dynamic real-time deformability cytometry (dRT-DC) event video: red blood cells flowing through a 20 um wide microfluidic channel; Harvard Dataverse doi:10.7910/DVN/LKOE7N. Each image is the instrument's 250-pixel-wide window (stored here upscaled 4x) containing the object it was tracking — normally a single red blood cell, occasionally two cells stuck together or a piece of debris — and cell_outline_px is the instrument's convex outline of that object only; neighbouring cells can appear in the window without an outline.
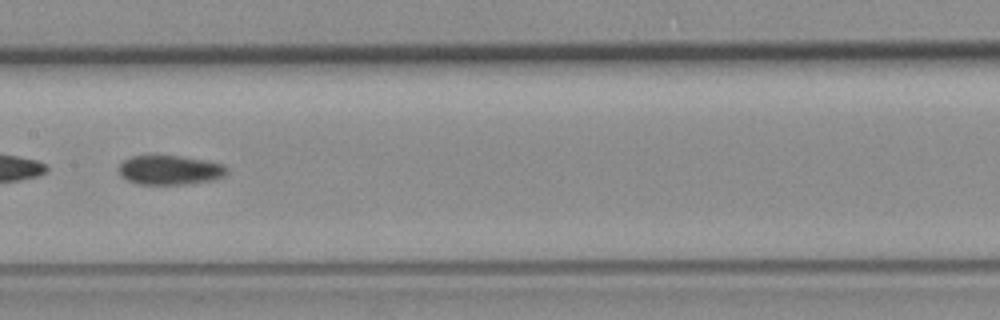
{"species": "common noctule bat (a hibernating species)", "species_latin": "Nyctalus noctula", "temperature_condition": "room temperature", "stored_images_in_passage": 38, "camera_frame_rate_fps": 3000, "um_per_image_px": 0.085, "animal": {"sex": "female", "body_mass_g": 19.3, "forearm_length_mm": 54.1}, "frame": {"image": 1, "passage_image": 11, "time_ms": 3.333, "image_size_px": [1000, 320], "cell_outline_px": [[228, 172], [224, 176], [216, 180], [184, 184], [136, 184], [124, 180], [120, 176], [120, 164], [124, 160], [132, 156], [180, 156], [204, 160], [224, 164], [228, 168]], "centroid_in_image_um": [14.46, 14.47], "position_along_channel_um": 192.9, "area_um2": 18.61}}
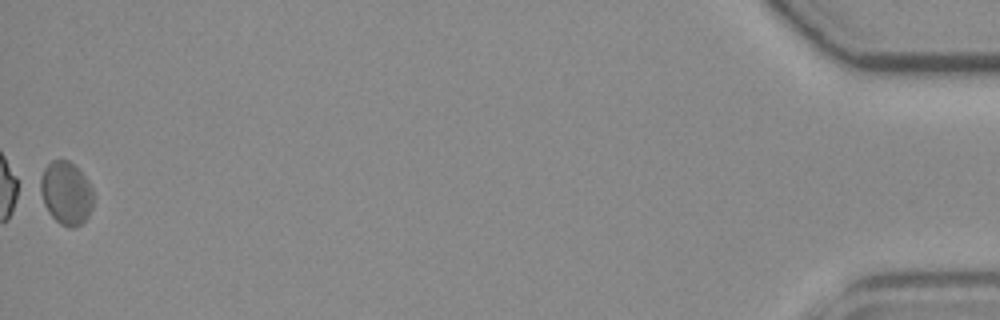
{"frame": {"image": 2, "passage_image": 38, "time_ms": 12.333, "image_size_px": [1000, 320], "cell_outline_px": [[92, 208], [88, 216], [80, 224], [72, 228], [68, 228], [60, 224], [48, 212], [44, 204], [40, 192], [40, 180], [44, 168], [52, 160], [68, 160], [84, 176], [92, 188]], "centroid_in_image_um": [5.6, 16.43], "position_along_channel_um": 429.6, "area_um2": 19.25}}